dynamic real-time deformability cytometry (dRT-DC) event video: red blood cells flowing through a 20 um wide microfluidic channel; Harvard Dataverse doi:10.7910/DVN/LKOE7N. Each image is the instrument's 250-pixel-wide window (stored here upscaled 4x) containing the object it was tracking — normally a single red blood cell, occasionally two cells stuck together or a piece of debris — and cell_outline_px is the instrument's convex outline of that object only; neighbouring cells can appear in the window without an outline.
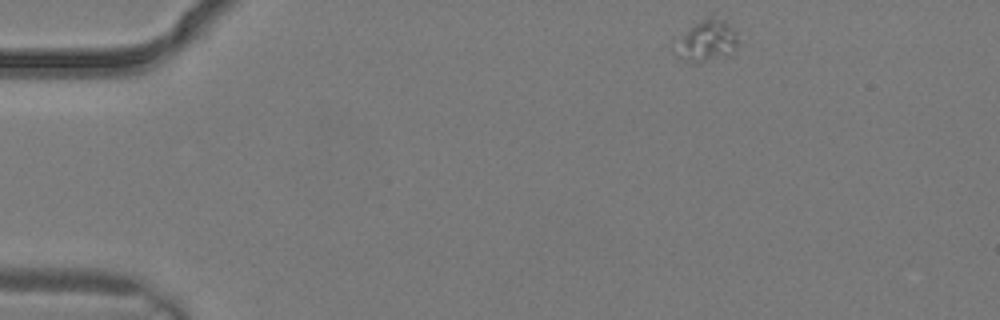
{"species": "common noctule bat (a hibernating species)", "species_latin": "Nyctalus noctula", "temperature_condition": "warm", "stored_images_in_passage": 2, "camera_frame_rate_fps": 3000, "um_per_image_px": 0.085, "animal": {"sex": "male", "body_mass_g": 19.2, "forearm_length_mm": 51.8}, "frame": {"image": 1, "passage_image": 2, "time_ms": 0.333, "image_size_px": [1000, 320], "cell_outline_px": [[740, 40], [736, 48], [732, 52], [704, 60], [688, 60], [680, 40], [680, 36], [696, 24], [708, 16], [712, 16], [724, 20], [736, 32]], "centroid_in_image_um": [60.29, 3.35], "position_along_channel_um": 24.7, "area_um2": 13.35}}